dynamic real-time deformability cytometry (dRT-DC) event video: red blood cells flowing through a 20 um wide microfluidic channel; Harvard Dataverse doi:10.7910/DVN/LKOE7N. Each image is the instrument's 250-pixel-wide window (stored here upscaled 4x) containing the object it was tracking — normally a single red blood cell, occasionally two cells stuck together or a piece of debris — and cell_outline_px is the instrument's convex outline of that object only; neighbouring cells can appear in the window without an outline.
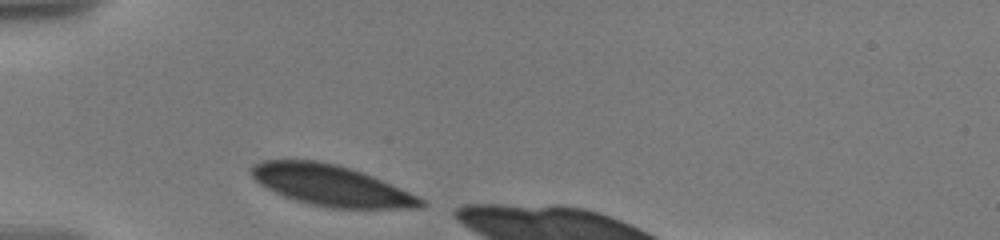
{"species": "human", "species_latin": "Homo sapiens", "temperature_condition": "warm", "stored_images_in_passage": 16, "camera_frame_rate_fps": 3000, "um_per_image_px": 0.085, "donor": {"sex": "male"}, "frame": {"image": 1, "passage_image": 1, "time_ms": 0.0, "image_size_px": [1000, 240], "cell_outline_px": [[428, 204], [424, 208], [328, 208], [308, 204], [284, 196], [260, 184], [252, 176], [252, 168], [256, 164], [264, 160], [312, 160], [336, 164], [352, 168], [372, 176], [408, 192], [424, 200]], "centroid_in_image_um": [28.17, 15.77], "position_along_channel_um": 56.8, "area_um2": 39.88}}
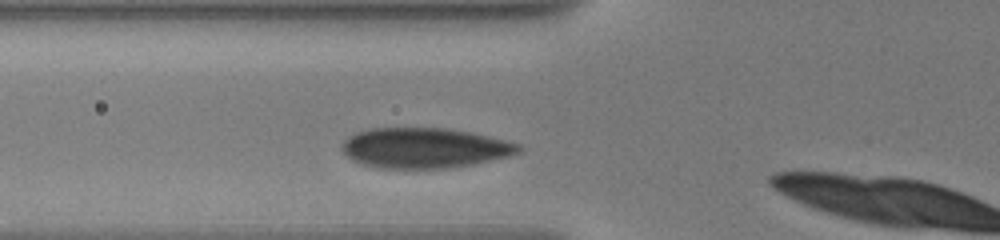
{"frame": {"image": 2, "passage_image": 13, "time_ms": 1.333, "image_size_px": [1000, 240], "cell_outline_px": [[520, 152], [508, 156], [472, 164], [448, 168], [376, 168], [360, 164], [352, 160], [340, 148], [340, 144], [348, 136], [356, 132], [372, 128], [444, 128], [472, 132], [504, 140], [516, 144], [520, 148]], "centroid_in_image_um": [36.0, 12.57], "position_along_channel_um": 89.8, "area_um2": 41.33}}